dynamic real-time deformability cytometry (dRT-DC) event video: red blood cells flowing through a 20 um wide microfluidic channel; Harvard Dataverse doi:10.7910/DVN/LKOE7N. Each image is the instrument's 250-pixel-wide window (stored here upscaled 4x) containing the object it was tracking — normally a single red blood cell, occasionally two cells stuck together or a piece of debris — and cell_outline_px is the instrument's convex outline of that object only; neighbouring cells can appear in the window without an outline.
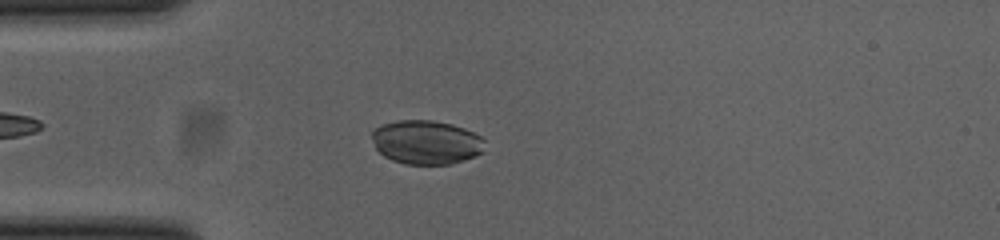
{"species": "common noctule bat (a hibernating species)", "species_latin": "Nyctalus noctula", "temperature_condition": "cold", "stored_images_in_passage": 48, "camera_frame_rate_fps": 3000, "um_per_image_px": 0.085, "animal": {"sex": "female", "body_mass_g": 23.0, "forearm_length_mm": 53.4}, "frame": {"image": 1, "passage_image": 13, "time_ms": 4.0, "image_size_px": [1000, 240], "cell_outline_px": [[484, 152], [476, 156], [464, 160], [448, 164], [404, 164], [392, 160], [384, 156], [376, 148], [372, 136], [372, 132], [376, 128], [384, 124], [396, 120], [432, 120], [452, 124], [464, 128], [480, 136], [484, 140]], "centroid_in_image_um": [36.25, 12.09], "position_along_channel_um": 48.7, "area_um2": 28.9}}
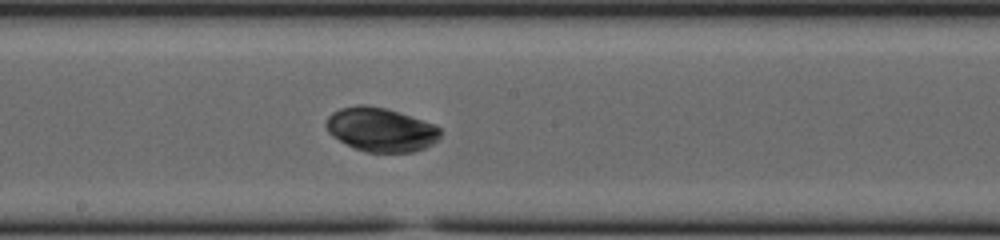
{"frame": {"image": 2, "passage_image": 27, "time_ms": 8.667, "image_size_px": [1000, 240], "cell_outline_px": [[440, 136], [432, 144], [424, 148], [412, 152], [368, 152], [356, 148], [332, 136], [328, 132], [324, 124], [328, 116], [332, 112], [340, 108], [356, 104], [364, 104], [384, 108], [436, 124], [440, 128]], "centroid_in_image_um": [32.35, 11.0], "position_along_channel_um": 215.9, "area_um2": 29.13}}
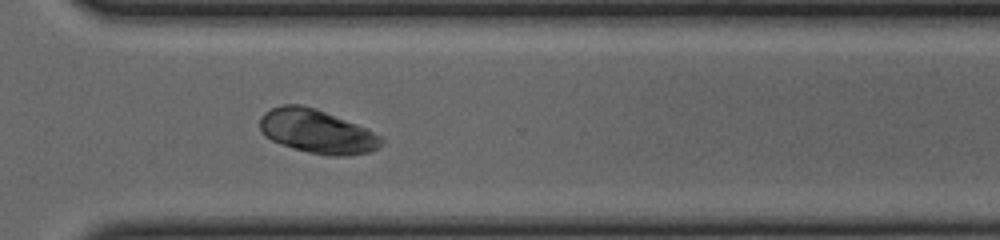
{"frame": {"image": 3, "passage_image": 37, "time_ms": 12.0, "image_size_px": [1000, 240], "cell_outline_px": [[384, 140], [372, 152], [348, 156], [328, 156], [308, 152], [292, 148], [280, 144], [264, 136], [260, 132], [260, 116], [264, 112], [280, 104], [300, 104], [316, 108], [368, 128], [380, 136]], "centroid_in_image_um": [26.93, 11.17], "position_along_channel_um": 343.7, "area_um2": 31.39}, "authors_computed_cell_mechanics": {"area_um2": 29.0156, "velocity_mm_per_s": 3.8335, "shape_relaxation_time_tau1_ms": 1.1542, "shape_relaxation_time_tau2_ms": null, "deformation_change_tau1": 0.0444, "deformation_change_tau2": null}}